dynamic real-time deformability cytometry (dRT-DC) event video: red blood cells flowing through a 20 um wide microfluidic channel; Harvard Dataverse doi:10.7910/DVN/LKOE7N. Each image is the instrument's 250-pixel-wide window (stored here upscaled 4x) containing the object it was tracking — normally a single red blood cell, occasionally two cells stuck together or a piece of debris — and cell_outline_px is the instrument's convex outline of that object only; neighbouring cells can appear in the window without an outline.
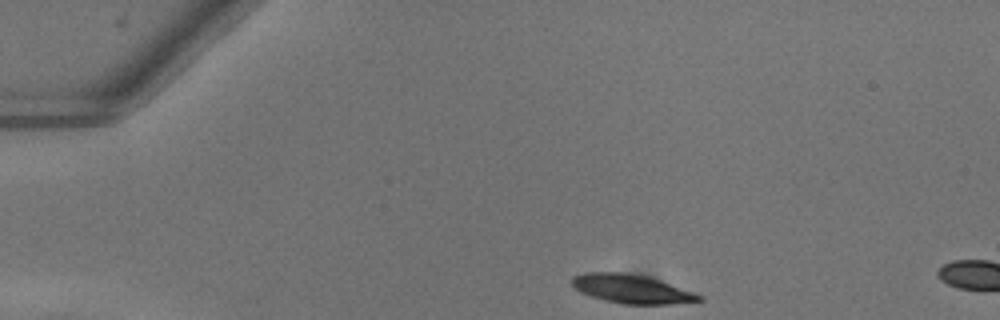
{"species": "common noctule bat (a hibernating species)", "species_latin": "Nyctalus noctula", "temperature_condition": "warm", "stored_images_in_passage": 4, "camera_frame_rate_fps": 3000, "um_per_image_px": 0.085, "animal": {"sex": "female"}, "frame": {"image": 1, "passage_image": 1, "time_ms": 0.0, "image_size_px": [1000, 320], "cell_outline_px": [[704, 300], [668, 304], [620, 304], [604, 300], [580, 292], [572, 284], [572, 276], [584, 272], [628, 272], [648, 276], [660, 280], [692, 292], [700, 296]], "centroid_in_image_um": [53.63, 24.54], "position_along_channel_um": 31.4, "area_um2": 21.21}}